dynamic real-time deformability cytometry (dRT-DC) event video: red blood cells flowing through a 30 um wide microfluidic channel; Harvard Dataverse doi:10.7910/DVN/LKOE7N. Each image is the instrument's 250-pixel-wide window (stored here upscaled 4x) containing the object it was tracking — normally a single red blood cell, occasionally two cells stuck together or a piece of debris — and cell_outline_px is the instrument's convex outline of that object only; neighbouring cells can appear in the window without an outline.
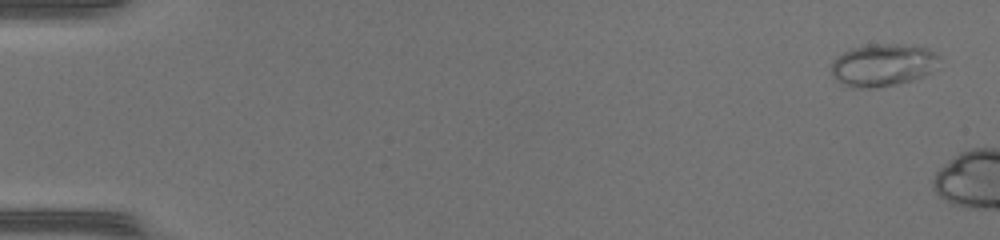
{"species": "common noctule bat (a hibernating species)", "species_latin": "Nyctalus noctula", "temperature_condition": "warm", "stored_images_in_passage": 8, "camera_frame_rate_fps": 3000, "um_per_image_px": 0.085, "animal": {"sex": "female", "body_mass_g": 17.0, "forearm_length_mm": 48.0}, "frame": {"image": 1, "passage_image": 2, "time_ms": 0.333, "image_size_px": [1000, 240], "cell_outline_px": [[940, 56], [928, 72], [924, 76], [912, 80], [896, 84], [876, 88], [848, 88], [836, 80], [832, 76], [832, 60], [836, 56], [852, 48], [868, 44], [904, 44], [928, 48], [936, 52]], "centroid_in_image_um": [74.98, 5.53], "position_along_channel_um": 10.0, "area_um2": 26.82}}